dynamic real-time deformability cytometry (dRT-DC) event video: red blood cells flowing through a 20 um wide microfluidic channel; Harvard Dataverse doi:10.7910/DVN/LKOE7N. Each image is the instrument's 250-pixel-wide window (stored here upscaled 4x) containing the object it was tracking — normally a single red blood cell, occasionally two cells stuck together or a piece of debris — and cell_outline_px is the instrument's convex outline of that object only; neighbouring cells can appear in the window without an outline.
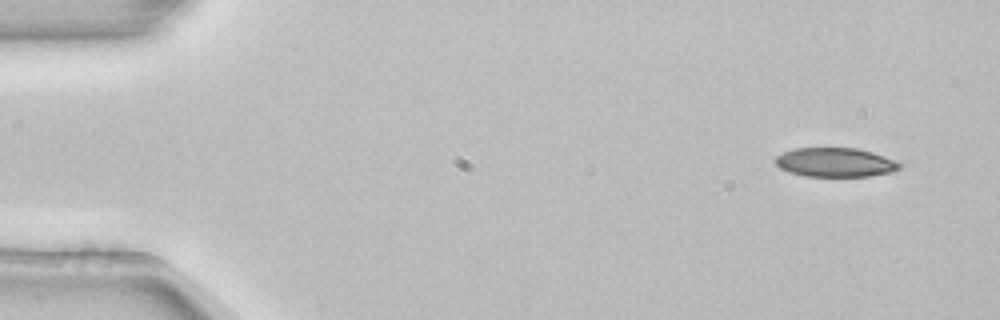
{"species": "common noctule bat (a hibernating species)", "species_latin": "Nyctalus noctula", "temperature_condition": "room temperature", "stored_images_in_passage": 3, "camera_frame_rate_fps": 3000, "um_per_image_px": 0.085, "animal": {"sex": "female", "body_mass_g": 22.7, "forearm_length_mm": 54.2}, "frame": {"image": 1, "passage_image": 1, "time_ms": 0.0, "image_size_px": [1000, 320], "cell_outline_px": [[900, 168], [892, 172], [868, 176], [804, 176], [788, 172], [780, 168], [776, 164], [776, 156], [784, 152], [796, 148], [856, 148], [872, 152], [896, 160], [900, 164]], "centroid_in_image_um": [70.99, 13.8], "position_along_channel_um": 14.0, "area_um2": 20.98}}
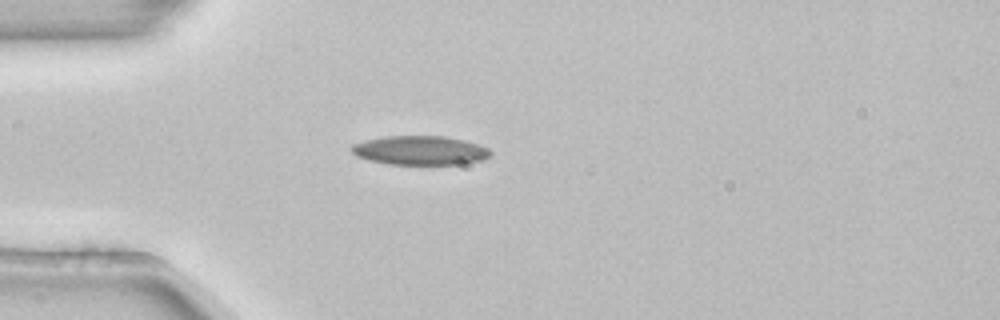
{"frame": {"image": 2, "passage_image": 3, "time_ms": 0.667, "image_size_px": [1000, 320], "cell_outline_px": [[492, 152], [484, 160], [460, 164], [388, 164], [368, 160], [356, 156], [352, 152], [352, 144], [364, 140], [384, 136], [444, 136], [464, 140], [480, 144], [488, 148]], "centroid_in_image_um": [35.71, 12.78], "position_along_channel_um": 49.3, "area_um2": 23.64}}